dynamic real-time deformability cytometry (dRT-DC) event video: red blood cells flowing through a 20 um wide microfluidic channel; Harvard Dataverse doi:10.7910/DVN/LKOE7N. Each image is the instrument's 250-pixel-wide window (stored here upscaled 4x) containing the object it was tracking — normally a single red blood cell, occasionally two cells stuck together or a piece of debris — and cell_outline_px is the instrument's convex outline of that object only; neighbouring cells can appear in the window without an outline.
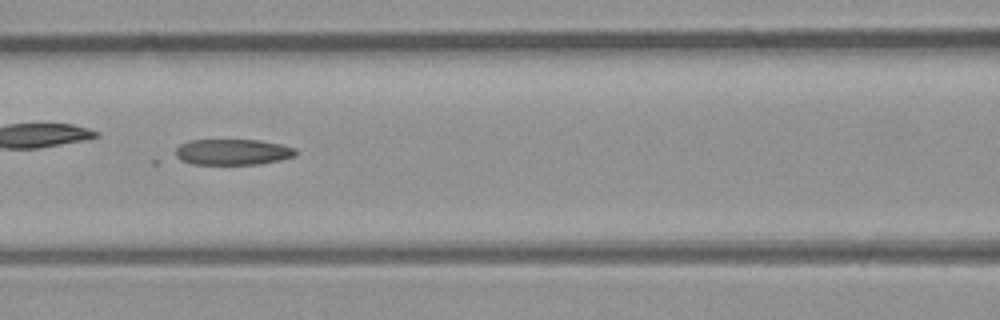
{"species": "common noctule bat (a hibernating species)", "species_latin": "Nyctalus noctula", "temperature_condition": "room temperature", "stored_images_in_passage": 47, "camera_frame_rate_fps": 3000, "um_per_image_px": 0.085, "animal": {"sex": "male", "body_mass_g": 23.1, "forearm_length_mm": 52.7}, "frame": {"image": 1, "passage_image": 21, "time_ms": 6.667, "image_size_px": [1000, 320], "cell_outline_px": [[300, 152], [296, 156], [280, 160], [260, 164], [192, 164], [180, 160], [176, 156], [176, 148], [180, 144], [188, 140], [260, 140], [280, 144], [296, 148]], "centroid_in_image_um": [19.82, 12.92], "position_along_channel_um": 146.8, "area_um2": 18.32}, "authors_computed_cell_mechanics": {"area_um2": 19.8832, "velocity_mm_per_s": 4.2968, "shape_relaxation_time_tau1_ms": null, "shape_relaxation_time_tau2_ms": 5.5738, "deformation_change_tau1": null, "deformation_change_tau2": 0.1889}}